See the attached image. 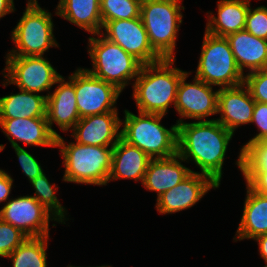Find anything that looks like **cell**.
Wrapping results in <instances>:
<instances>
[{
    "label": "cell",
    "mask_w": 267,
    "mask_h": 267,
    "mask_svg": "<svg viewBox=\"0 0 267 267\" xmlns=\"http://www.w3.org/2000/svg\"><path fill=\"white\" fill-rule=\"evenodd\" d=\"M178 125L177 153L195 164L201 174L221 185L228 147L234 136L217 120L183 122Z\"/></svg>",
    "instance_id": "obj_1"
},
{
    "label": "cell",
    "mask_w": 267,
    "mask_h": 267,
    "mask_svg": "<svg viewBox=\"0 0 267 267\" xmlns=\"http://www.w3.org/2000/svg\"><path fill=\"white\" fill-rule=\"evenodd\" d=\"M177 59L143 64L132 85V98L138 112L166 115L175 107L181 78L188 72L175 67Z\"/></svg>",
    "instance_id": "obj_2"
},
{
    "label": "cell",
    "mask_w": 267,
    "mask_h": 267,
    "mask_svg": "<svg viewBox=\"0 0 267 267\" xmlns=\"http://www.w3.org/2000/svg\"><path fill=\"white\" fill-rule=\"evenodd\" d=\"M59 135L56 148L63 160L62 181L74 184L103 187L108 185L113 147L91 146L75 142H65Z\"/></svg>",
    "instance_id": "obj_3"
},
{
    "label": "cell",
    "mask_w": 267,
    "mask_h": 267,
    "mask_svg": "<svg viewBox=\"0 0 267 267\" xmlns=\"http://www.w3.org/2000/svg\"><path fill=\"white\" fill-rule=\"evenodd\" d=\"M121 119V138L128 144L141 149L151 159L166 158L177 153L178 125L165 127L162 114H134L123 110Z\"/></svg>",
    "instance_id": "obj_4"
},
{
    "label": "cell",
    "mask_w": 267,
    "mask_h": 267,
    "mask_svg": "<svg viewBox=\"0 0 267 267\" xmlns=\"http://www.w3.org/2000/svg\"><path fill=\"white\" fill-rule=\"evenodd\" d=\"M87 52L92 68H84L96 78L114 85L123 92L133 85L142 63L119 45L107 40L100 33L88 37Z\"/></svg>",
    "instance_id": "obj_5"
},
{
    "label": "cell",
    "mask_w": 267,
    "mask_h": 267,
    "mask_svg": "<svg viewBox=\"0 0 267 267\" xmlns=\"http://www.w3.org/2000/svg\"><path fill=\"white\" fill-rule=\"evenodd\" d=\"M183 0H142L140 16L153 50L162 59H176V46L183 23Z\"/></svg>",
    "instance_id": "obj_6"
},
{
    "label": "cell",
    "mask_w": 267,
    "mask_h": 267,
    "mask_svg": "<svg viewBox=\"0 0 267 267\" xmlns=\"http://www.w3.org/2000/svg\"><path fill=\"white\" fill-rule=\"evenodd\" d=\"M52 18L53 13L42 8L38 0H27L22 16L11 31L10 39L15 46L6 56H44L50 48H59Z\"/></svg>",
    "instance_id": "obj_7"
},
{
    "label": "cell",
    "mask_w": 267,
    "mask_h": 267,
    "mask_svg": "<svg viewBox=\"0 0 267 267\" xmlns=\"http://www.w3.org/2000/svg\"><path fill=\"white\" fill-rule=\"evenodd\" d=\"M195 76L203 82L218 87H235L244 83L245 76L239 70L226 37L204 31L201 52Z\"/></svg>",
    "instance_id": "obj_8"
},
{
    "label": "cell",
    "mask_w": 267,
    "mask_h": 267,
    "mask_svg": "<svg viewBox=\"0 0 267 267\" xmlns=\"http://www.w3.org/2000/svg\"><path fill=\"white\" fill-rule=\"evenodd\" d=\"M3 87L15 85L20 90L38 93L47 98L63 76L46 56H5ZM50 90V91H49ZM46 94L44 95V93Z\"/></svg>",
    "instance_id": "obj_9"
},
{
    "label": "cell",
    "mask_w": 267,
    "mask_h": 267,
    "mask_svg": "<svg viewBox=\"0 0 267 267\" xmlns=\"http://www.w3.org/2000/svg\"><path fill=\"white\" fill-rule=\"evenodd\" d=\"M244 181L246 196L233 242L267 234V166H256Z\"/></svg>",
    "instance_id": "obj_10"
},
{
    "label": "cell",
    "mask_w": 267,
    "mask_h": 267,
    "mask_svg": "<svg viewBox=\"0 0 267 267\" xmlns=\"http://www.w3.org/2000/svg\"><path fill=\"white\" fill-rule=\"evenodd\" d=\"M67 79L74 85L80 118L118 111L117 100L122 92L114 85L96 78L78 67Z\"/></svg>",
    "instance_id": "obj_11"
},
{
    "label": "cell",
    "mask_w": 267,
    "mask_h": 267,
    "mask_svg": "<svg viewBox=\"0 0 267 267\" xmlns=\"http://www.w3.org/2000/svg\"><path fill=\"white\" fill-rule=\"evenodd\" d=\"M192 71H188L178 86L174 110L179 115L177 124L185 122L186 119L194 121H210L218 111L219 88L209 85L193 76L191 82H187Z\"/></svg>",
    "instance_id": "obj_12"
},
{
    "label": "cell",
    "mask_w": 267,
    "mask_h": 267,
    "mask_svg": "<svg viewBox=\"0 0 267 267\" xmlns=\"http://www.w3.org/2000/svg\"><path fill=\"white\" fill-rule=\"evenodd\" d=\"M11 198L0 209V219L27 237L50 236V221L59 223L32 195Z\"/></svg>",
    "instance_id": "obj_13"
},
{
    "label": "cell",
    "mask_w": 267,
    "mask_h": 267,
    "mask_svg": "<svg viewBox=\"0 0 267 267\" xmlns=\"http://www.w3.org/2000/svg\"><path fill=\"white\" fill-rule=\"evenodd\" d=\"M100 34L122 47L142 64H152L162 60L150 45L141 16L128 20L107 21Z\"/></svg>",
    "instance_id": "obj_14"
},
{
    "label": "cell",
    "mask_w": 267,
    "mask_h": 267,
    "mask_svg": "<svg viewBox=\"0 0 267 267\" xmlns=\"http://www.w3.org/2000/svg\"><path fill=\"white\" fill-rule=\"evenodd\" d=\"M219 187L209 176L191 172L183 181L155 199V208L159 215L179 213L194 207L211 189Z\"/></svg>",
    "instance_id": "obj_15"
},
{
    "label": "cell",
    "mask_w": 267,
    "mask_h": 267,
    "mask_svg": "<svg viewBox=\"0 0 267 267\" xmlns=\"http://www.w3.org/2000/svg\"><path fill=\"white\" fill-rule=\"evenodd\" d=\"M119 111L80 118L70 131V138L80 144L113 147L121 138Z\"/></svg>",
    "instance_id": "obj_16"
},
{
    "label": "cell",
    "mask_w": 267,
    "mask_h": 267,
    "mask_svg": "<svg viewBox=\"0 0 267 267\" xmlns=\"http://www.w3.org/2000/svg\"><path fill=\"white\" fill-rule=\"evenodd\" d=\"M254 106L255 100L244 83L219 88L216 120L235 135L237 129L251 123Z\"/></svg>",
    "instance_id": "obj_17"
},
{
    "label": "cell",
    "mask_w": 267,
    "mask_h": 267,
    "mask_svg": "<svg viewBox=\"0 0 267 267\" xmlns=\"http://www.w3.org/2000/svg\"><path fill=\"white\" fill-rule=\"evenodd\" d=\"M0 128L11 147L23 143L25 147L56 148L57 136L50 130L47 117L0 119Z\"/></svg>",
    "instance_id": "obj_18"
},
{
    "label": "cell",
    "mask_w": 267,
    "mask_h": 267,
    "mask_svg": "<svg viewBox=\"0 0 267 267\" xmlns=\"http://www.w3.org/2000/svg\"><path fill=\"white\" fill-rule=\"evenodd\" d=\"M54 88L53 92L47 96L46 117L50 130L58 137L60 134L54 129V124L58 126V129L67 133L74 128L80 116L74 85L62 76Z\"/></svg>",
    "instance_id": "obj_19"
},
{
    "label": "cell",
    "mask_w": 267,
    "mask_h": 267,
    "mask_svg": "<svg viewBox=\"0 0 267 267\" xmlns=\"http://www.w3.org/2000/svg\"><path fill=\"white\" fill-rule=\"evenodd\" d=\"M251 124L258 133L242 144L234 163L243 178L256 166H267V103L255 102Z\"/></svg>",
    "instance_id": "obj_20"
},
{
    "label": "cell",
    "mask_w": 267,
    "mask_h": 267,
    "mask_svg": "<svg viewBox=\"0 0 267 267\" xmlns=\"http://www.w3.org/2000/svg\"><path fill=\"white\" fill-rule=\"evenodd\" d=\"M185 162L178 153L166 158L151 159L142 186L149 192H155L156 199L159 198L194 172L183 164Z\"/></svg>",
    "instance_id": "obj_21"
},
{
    "label": "cell",
    "mask_w": 267,
    "mask_h": 267,
    "mask_svg": "<svg viewBox=\"0 0 267 267\" xmlns=\"http://www.w3.org/2000/svg\"><path fill=\"white\" fill-rule=\"evenodd\" d=\"M236 64L245 76L253 71L267 69V40L243 29L226 36Z\"/></svg>",
    "instance_id": "obj_22"
},
{
    "label": "cell",
    "mask_w": 267,
    "mask_h": 267,
    "mask_svg": "<svg viewBox=\"0 0 267 267\" xmlns=\"http://www.w3.org/2000/svg\"><path fill=\"white\" fill-rule=\"evenodd\" d=\"M151 158L138 147L122 138L113 146L111 170L108 184L118 180H134L143 183Z\"/></svg>",
    "instance_id": "obj_23"
},
{
    "label": "cell",
    "mask_w": 267,
    "mask_h": 267,
    "mask_svg": "<svg viewBox=\"0 0 267 267\" xmlns=\"http://www.w3.org/2000/svg\"><path fill=\"white\" fill-rule=\"evenodd\" d=\"M250 3L251 0H218L217 12H206L205 31L215 36L226 37L243 30Z\"/></svg>",
    "instance_id": "obj_24"
},
{
    "label": "cell",
    "mask_w": 267,
    "mask_h": 267,
    "mask_svg": "<svg viewBox=\"0 0 267 267\" xmlns=\"http://www.w3.org/2000/svg\"><path fill=\"white\" fill-rule=\"evenodd\" d=\"M100 5L101 0H59L54 15L91 35L97 34L103 27Z\"/></svg>",
    "instance_id": "obj_25"
},
{
    "label": "cell",
    "mask_w": 267,
    "mask_h": 267,
    "mask_svg": "<svg viewBox=\"0 0 267 267\" xmlns=\"http://www.w3.org/2000/svg\"><path fill=\"white\" fill-rule=\"evenodd\" d=\"M47 98L19 89L0 97V119L46 117Z\"/></svg>",
    "instance_id": "obj_26"
},
{
    "label": "cell",
    "mask_w": 267,
    "mask_h": 267,
    "mask_svg": "<svg viewBox=\"0 0 267 267\" xmlns=\"http://www.w3.org/2000/svg\"><path fill=\"white\" fill-rule=\"evenodd\" d=\"M50 236L28 237L6 258L12 267H48Z\"/></svg>",
    "instance_id": "obj_27"
},
{
    "label": "cell",
    "mask_w": 267,
    "mask_h": 267,
    "mask_svg": "<svg viewBox=\"0 0 267 267\" xmlns=\"http://www.w3.org/2000/svg\"><path fill=\"white\" fill-rule=\"evenodd\" d=\"M30 184L35 191L32 196L58 220L59 224L66 225V221H69L68 210L62 206L56 194L60 187L52 183L45 172Z\"/></svg>",
    "instance_id": "obj_28"
},
{
    "label": "cell",
    "mask_w": 267,
    "mask_h": 267,
    "mask_svg": "<svg viewBox=\"0 0 267 267\" xmlns=\"http://www.w3.org/2000/svg\"><path fill=\"white\" fill-rule=\"evenodd\" d=\"M142 0H101L100 14L103 25L112 20L140 17Z\"/></svg>",
    "instance_id": "obj_29"
},
{
    "label": "cell",
    "mask_w": 267,
    "mask_h": 267,
    "mask_svg": "<svg viewBox=\"0 0 267 267\" xmlns=\"http://www.w3.org/2000/svg\"><path fill=\"white\" fill-rule=\"evenodd\" d=\"M27 238L18 228L0 219V258H6Z\"/></svg>",
    "instance_id": "obj_30"
},
{
    "label": "cell",
    "mask_w": 267,
    "mask_h": 267,
    "mask_svg": "<svg viewBox=\"0 0 267 267\" xmlns=\"http://www.w3.org/2000/svg\"><path fill=\"white\" fill-rule=\"evenodd\" d=\"M244 29L258 38L267 40V6L252 8L250 3Z\"/></svg>",
    "instance_id": "obj_31"
},
{
    "label": "cell",
    "mask_w": 267,
    "mask_h": 267,
    "mask_svg": "<svg viewBox=\"0 0 267 267\" xmlns=\"http://www.w3.org/2000/svg\"><path fill=\"white\" fill-rule=\"evenodd\" d=\"M244 84L248 87L255 102L267 103V69L246 74Z\"/></svg>",
    "instance_id": "obj_32"
},
{
    "label": "cell",
    "mask_w": 267,
    "mask_h": 267,
    "mask_svg": "<svg viewBox=\"0 0 267 267\" xmlns=\"http://www.w3.org/2000/svg\"><path fill=\"white\" fill-rule=\"evenodd\" d=\"M12 148L14 149L17 160L19 161L21 171L23 175L27 177L29 183L44 173V169L42 168L43 166H41L42 164L37 157L33 156V154L23 147Z\"/></svg>",
    "instance_id": "obj_33"
},
{
    "label": "cell",
    "mask_w": 267,
    "mask_h": 267,
    "mask_svg": "<svg viewBox=\"0 0 267 267\" xmlns=\"http://www.w3.org/2000/svg\"><path fill=\"white\" fill-rule=\"evenodd\" d=\"M13 177L8 171L0 168V204L3 205L10 199L11 191L15 185Z\"/></svg>",
    "instance_id": "obj_34"
},
{
    "label": "cell",
    "mask_w": 267,
    "mask_h": 267,
    "mask_svg": "<svg viewBox=\"0 0 267 267\" xmlns=\"http://www.w3.org/2000/svg\"><path fill=\"white\" fill-rule=\"evenodd\" d=\"M253 241L257 242V251L259 252L260 258L264 260L265 265L263 267H267V234L260 235Z\"/></svg>",
    "instance_id": "obj_35"
},
{
    "label": "cell",
    "mask_w": 267,
    "mask_h": 267,
    "mask_svg": "<svg viewBox=\"0 0 267 267\" xmlns=\"http://www.w3.org/2000/svg\"><path fill=\"white\" fill-rule=\"evenodd\" d=\"M14 0H0V20L8 14L15 13Z\"/></svg>",
    "instance_id": "obj_36"
},
{
    "label": "cell",
    "mask_w": 267,
    "mask_h": 267,
    "mask_svg": "<svg viewBox=\"0 0 267 267\" xmlns=\"http://www.w3.org/2000/svg\"><path fill=\"white\" fill-rule=\"evenodd\" d=\"M67 267H84V266H74V265H71V264H69V265H67ZM88 267H112V265H106V264H102L101 266H88Z\"/></svg>",
    "instance_id": "obj_37"
},
{
    "label": "cell",
    "mask_w": 267,
    "mask_h": 267,
    "mask_svg": "<svg viewBox=\"0 0 267 267\" xmlns=\"http://www.w3.org/2000/svg\"><path fill=\"white\" fill-rule=\"evenodd\" d=\"M3 150H5V144H0V152H2Z\"/></svg>",
    "instance_id": "obj_38"
}]
</instances>
